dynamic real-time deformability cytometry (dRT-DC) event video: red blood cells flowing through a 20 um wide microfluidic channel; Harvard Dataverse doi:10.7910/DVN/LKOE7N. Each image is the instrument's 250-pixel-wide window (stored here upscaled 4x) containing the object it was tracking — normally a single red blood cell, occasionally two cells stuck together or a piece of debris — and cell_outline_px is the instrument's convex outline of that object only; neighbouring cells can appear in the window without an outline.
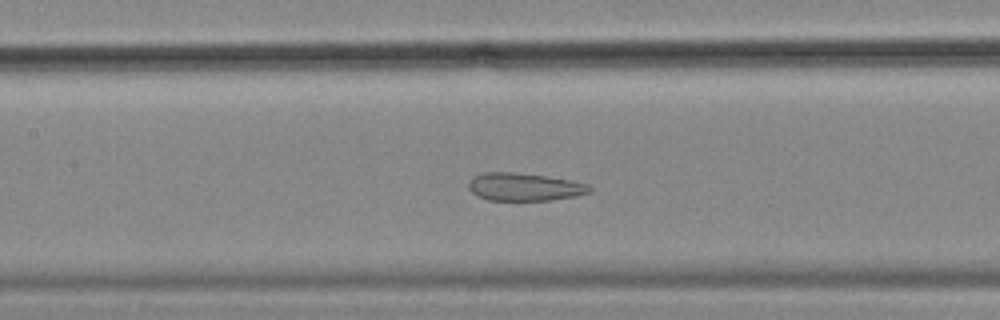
{"species": "common noctule bat (a hibernating species)", "species_latin": "Nyctalus noctula", "temperature_condition": "cold", "stored_images_in_passage": 21, "camera_frame_rate_fps": 3000, "um_per_image_px": 0.085, "animal": {"sex": "female", "body_mass_g": 18.4}, "frame": {"image": 1, "passage_image": 12, "time_ms": 3.667, "image_size_px": [1000, 320], "cell_outline_px": [[592, 192], [576, 196], [548, 200], [488, 200], [476, 196], [468, 188], [468, 180], [472, 176], [480, 172], [512, 172], [544, 176], [572, 180], [588, 184], [592, 188]], "centroid_in_image_um": [44.53, 15.88], "position_along_channel_um": 162.9, "area_um2": 19.83}}
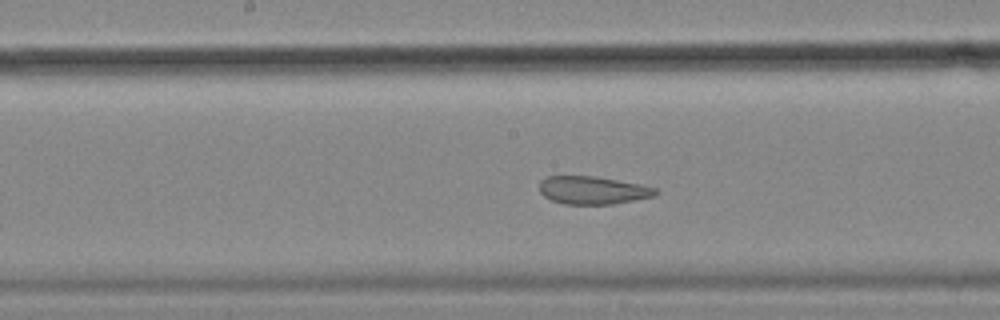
{"frame": {"image": 2, "passage_image": 15, "time_ms": 4.667, "image_size_px": [1000, 320], "cell_outline_px": [[660, 192], [656, 196], [612, 204], [564, 204], [552, 200], [544, 196], [540, 192], [540, 180], [544, 176], [596, 176], [640, 184], [660, 188]], "centroid_in_image_um": [50.43, 16.16], "position_along_channel_um": 197.8, "area_um2": 19.13}}